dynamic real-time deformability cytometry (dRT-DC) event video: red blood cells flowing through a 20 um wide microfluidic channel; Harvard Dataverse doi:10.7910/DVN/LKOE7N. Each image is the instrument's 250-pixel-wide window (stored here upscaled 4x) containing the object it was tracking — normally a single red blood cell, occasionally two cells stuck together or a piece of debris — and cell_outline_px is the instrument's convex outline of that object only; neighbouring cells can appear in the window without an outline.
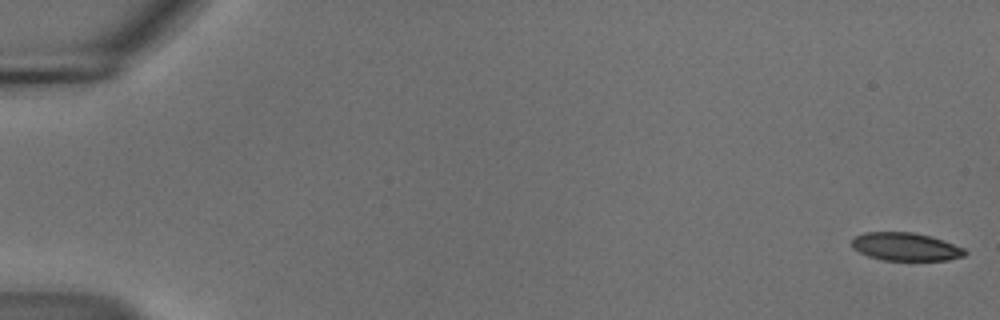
{"species": "common noctule bat (a hibernating species)", "species_latin": "Nyctalus noctula", "temperature_condition": "cold", "stored_images_in_passage": 55, "camera_frame_rate_fps": 3000, "um_per_image_px": 0.085, "animal": {"sex": "male", "body_mass_g": 18.8}, "frame": {"image": 1, "passage_image": 1, "time_ms": 0.0, "image_size_px": [1000, 320], "cell_outline_px": [[968, 252], [964, 256], [948, 260], [884, 260], [868, 256], [852, 248], [852, 240], [856, 236], [864, 232], [912, 232], [928, 236], [964, 248]], "centroid_in_image_um": [76.96, 20.98], "position_along_channel_um": 8.0, "area_um2": 18.26}}
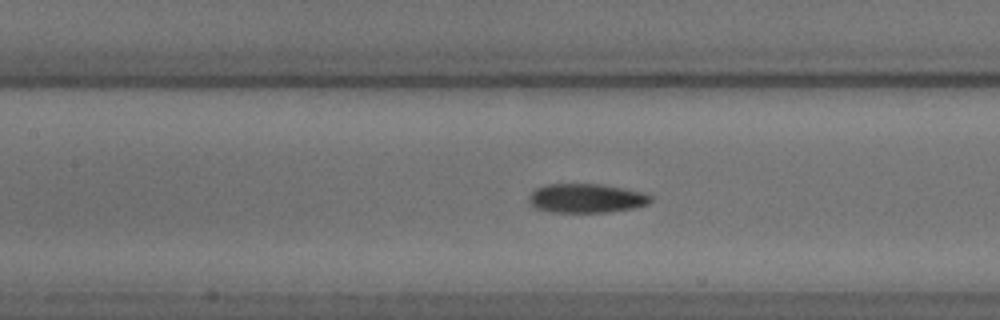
{"frame": {"image": 2, "passage_image": 26, "time_ms": 8.333, "image_size_px": [1000, 320], "cell_outline_px": [[652, 200], [648, 204], [632, 208], [608, 212], [552, 212], [536, 208], [528, 200], [528, 196], [536, 188], [544, 184], [604, 184], [648, 192], [652, 196]], "centroid_in_image_um": [49.88, 16.83], "position_along_channel_um": 157.5, "area_um2": 20.92}}
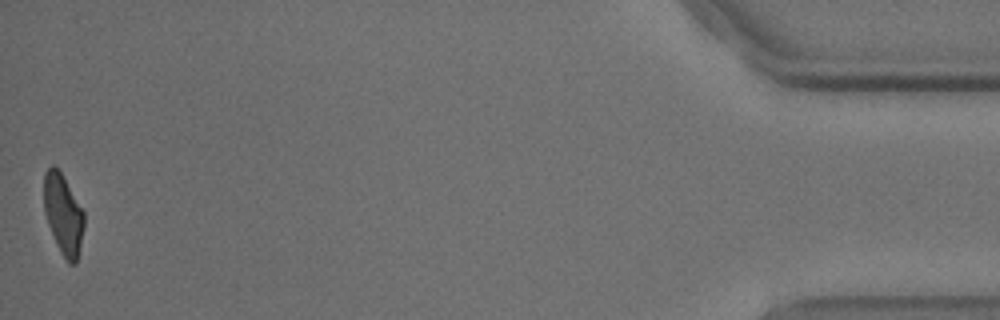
{"frame": {"image": 3, "passage_image": 55, "time_ms": 18.0, "image_size_px": [1000, 320], "cell_outline_px": [[84, 228], [76, 264], [68, 264], [60, 252], [56, 244], [48, 224], [44, 212], [44, 172], [52, 164], [60, 172], [84, 212]], "centroid_in_image_um": [5.37, 18.26], "position_along_channel_um": 429.8, "area_um2": 18.67}, "authors_computed_cell_mechanics": {"area_um2": 20.23, "velocity_mm_per_s": 3.709, "shape_relaxation_time_tau1_ms": 9.0847, "shape_relaxation_time_tau2_ms": 8.1415, "deformation_change_tau1": 0.1912, "deformation_change_tau2": 0.1532}}